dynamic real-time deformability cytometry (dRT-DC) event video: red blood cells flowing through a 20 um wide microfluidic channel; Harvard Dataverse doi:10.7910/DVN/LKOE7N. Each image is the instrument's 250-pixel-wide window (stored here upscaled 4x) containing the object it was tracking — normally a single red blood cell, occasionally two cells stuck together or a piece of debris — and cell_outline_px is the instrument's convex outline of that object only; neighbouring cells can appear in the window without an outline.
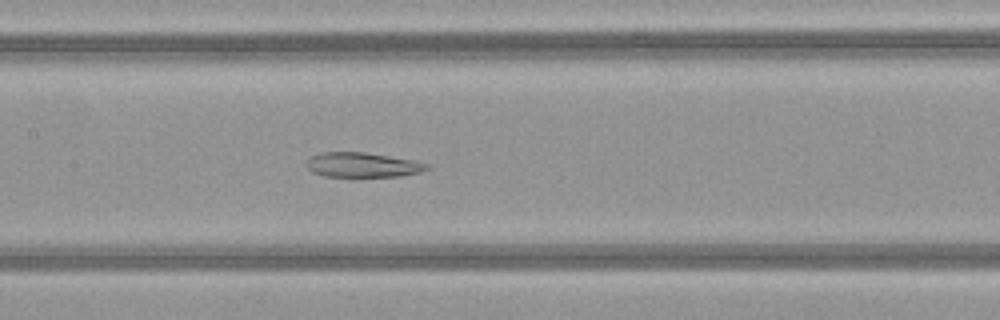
{"species": "common noctule bat (a hibernating species)", "species_latin": "Nyctalus noctula", "temperature_condition": "warm", "stored_images_in_passage": 49, "camera_frame_rate_fps": 3000, "um_per_image_px": 0.085, "animal": {"sex": "female", "body_mass_g": 21.9}, "frame": {"image": 1, "passage_image": 24, "time_ms": 7.667, "image_size_px": [1000, 320], "cell_outline_px": [[432, 168], [420, 172], [400, 176], [352, 180], [324, 176], [312, 172], [304, 164], [308, 156], [320, 152], [364, 152], [416, 160], [428, 164]], "centroid_in_image_um": [30.77, 14.06], "position_along_channel_um": 176.6, "area_um2": 18.67}}
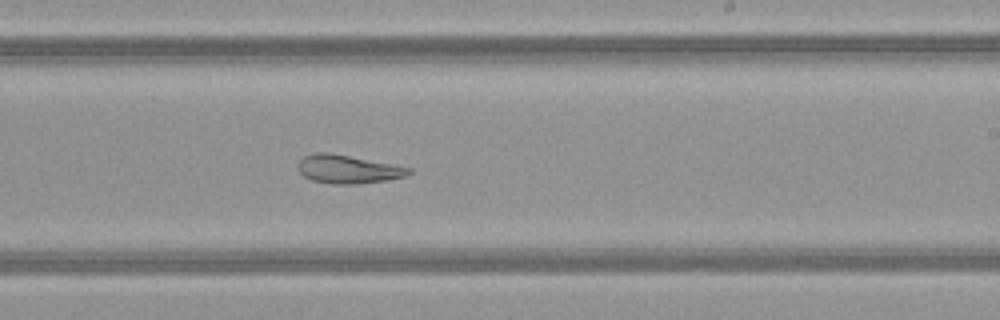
{"frame": {"image": 2, "passage_image": 30, "time_ms": 9.667, "image_size_px": [1000, 320], "cell_outline_px": [[412, 172], [404, 176], [388, 180], [356, 184], [332, 184], [312, 180], [304, 176], [296, 168], [300, 160], [304, 156], [316, 152], [324, 152], [348, 156], [412, 168]], "centroid_in_image_um": [29.54, 14.39], "position_along_channel_um": 259.5, "area_um2": 18.09}}
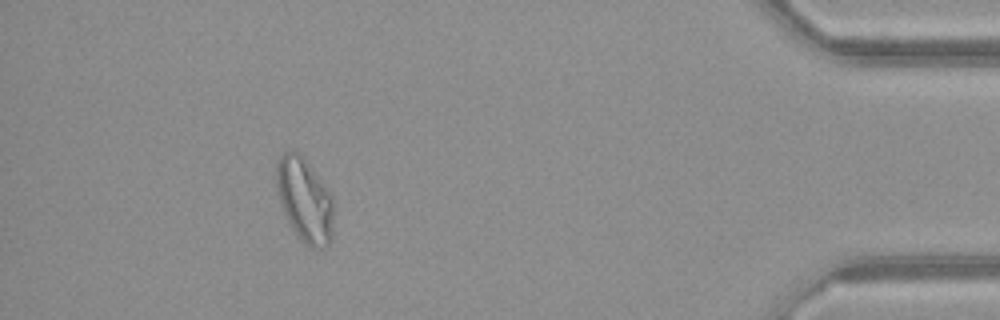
{"frame": {"image": 3, "passage_image": 45, "time_ms": 14.667, "image_size_px": [1000, 320], "cell_outline_px": [[332, 240], [324, 248], [312, 248], [292, 228], [280, 204], [276, 188], [276, 160], [284, 152], [300, 152], [304, 156], [332, 196]], "centroid_in_image_um": [25.88, 16.95], "position_along_channel_um": 409.3, "area_um2": 27.74}, "authors_computed_cell_mechanics": {"area_um2": 26.01, "velocity_mm_per_s": 4.1733, "shape_relaxation_time_tau1_ms": null, "shape_relaxation_time_tau2_ms": 3.8006, "deformation_change_tau1": null, "deformation_change_tau2": 0.1113}}